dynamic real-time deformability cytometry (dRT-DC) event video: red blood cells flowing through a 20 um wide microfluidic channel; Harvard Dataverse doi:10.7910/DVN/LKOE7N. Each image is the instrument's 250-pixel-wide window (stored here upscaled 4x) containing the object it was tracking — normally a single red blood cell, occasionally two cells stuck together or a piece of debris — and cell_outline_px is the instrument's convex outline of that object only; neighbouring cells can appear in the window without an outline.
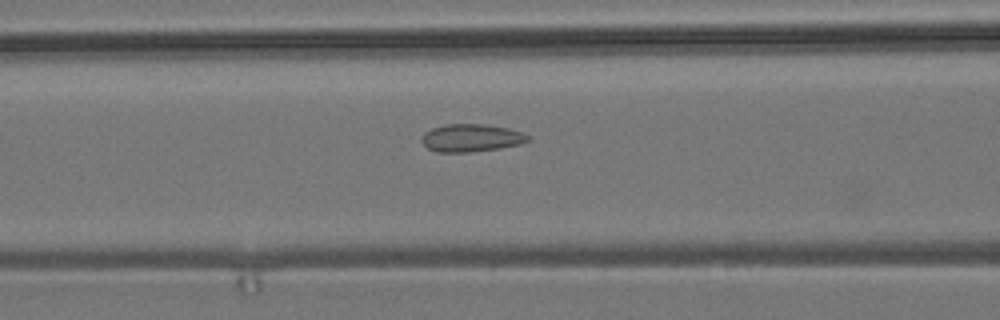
{"species": "common noctule bat (a hibernating species)", "species_latin": "Nyctalus noctula", "temperature_condition": "room temperature", "stored_images_in_passage": 51, "camera_frame_rate_fps": 3000, "um_per_image_px": 0.085, "animal": {"sex": "male", "body_mass_g": 19.2, "forearm_length_mm": 51.8}, "frame": {"image": 1, "passage_image": 18, "time_ms": 5.667, "image_size_px": [1000, 320], "cell_outline_px": [[532, 140], [520, 144], [500, 148], [468, 152], [436, 152], [428, 148], [420, 140], [424, 132], [432, 128], [444, 124], [484, 124], [508, 128], [524, 132], [532, 136]], "centroid_in_image_um": [40.09, 11.71], "position_along_channel_um": 126.5, "area_um2": 17.4}}
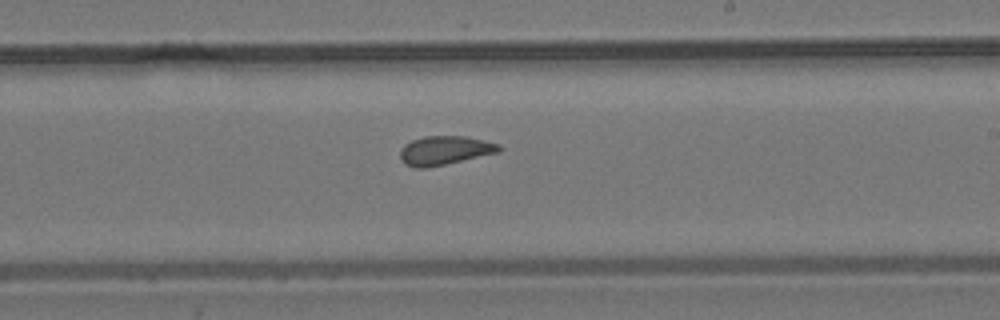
{"frame": {"image": 2, "passage_image": 28, "time_ms": 9.0, "image_size_px": [1000, 320], "cell_outline_px": [[500, 152], [444, 164], [424, 168], [416, 168], [404, 164], [400, 160], [400, 148], [404, 144], [412, 140], [424, 136], [464, 136], [484, 140], [500, 144]], "centroid_in_image_um": [37.76, 12.78], "position_along_channel_um": 251.2, "area_um2": 16.65}}
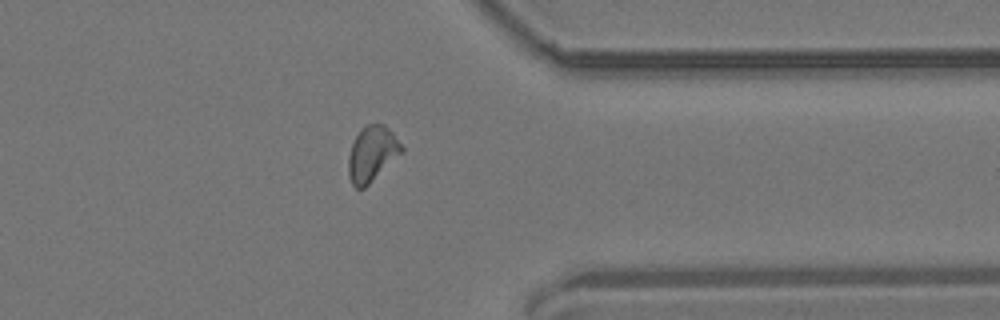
{"frame": {"image": 3, "passage_image": 39, "time_ms": 12.667, "image_size_px": [1000, 320], "cell_outline_px": [[404, 152], [364, 188], [356, 188], [352, 184], [348, 176], [348, 156], [352, 144], [360, 128], [368, 124], [384, 124], [392, 132], [404, 148]], "centroid_in_image_um": [31.62, 13.07], "position_along_channel_um": 379.8, "area_um2": 17.22}, "authors_computed_cell_mechanics": {"area_um2": 16.7042, "velocity_mm_per_s": 3.7384, "shape_relaxation_time_tau1_ms": null, "shape_relaxation_time_tau2_ms": 1.4064, "deformation_change_tau1": null, "deformation_change_tau2": 0.0703}}